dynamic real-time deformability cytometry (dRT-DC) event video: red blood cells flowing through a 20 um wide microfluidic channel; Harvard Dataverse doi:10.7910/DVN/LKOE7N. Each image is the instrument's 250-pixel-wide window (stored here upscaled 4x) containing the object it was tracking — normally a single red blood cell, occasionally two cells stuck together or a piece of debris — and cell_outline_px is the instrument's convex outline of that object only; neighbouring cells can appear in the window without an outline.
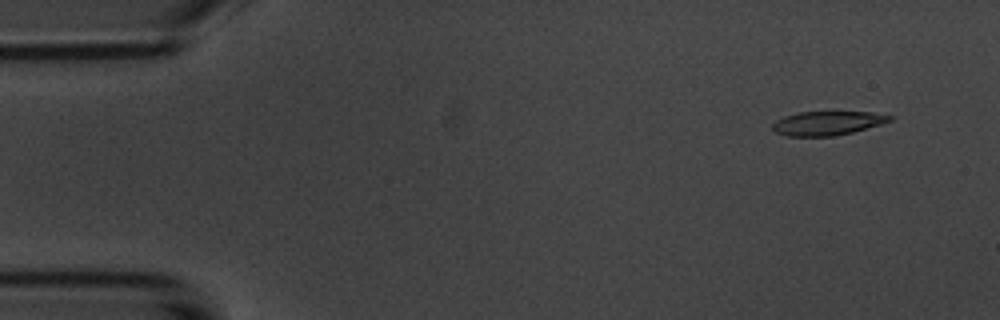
{"species": "common noctule bat (a hibernating species)", "species_latin": "Nyctalus noctula", "temperature_condition": "room temperature", "stored_images_in_passage": 51, "camera_frame_rate_fps": 3000, "um_per_image_px": 0.085, "animal": {"sex": "male", "body_mass_g": 20.1, "forearm_length_mm": 53.5}, "frame": {"image": 1, "passage_image": 1, "time_ms": 0.0, "image_size_px": [1000, 320], "cell_outline_px": [[892, 120], [880, 124], [852, 132], [832, 136], [788, 136], [776, 132], [772, 128], [772, 124], [776, 120], [784, 116], [800, 112], [868, 112], [892, 116]], "centroid_in_image_um": [70.28, 10.47], "position_along_channel_um": 14.7, "area_um2": 16.13}}
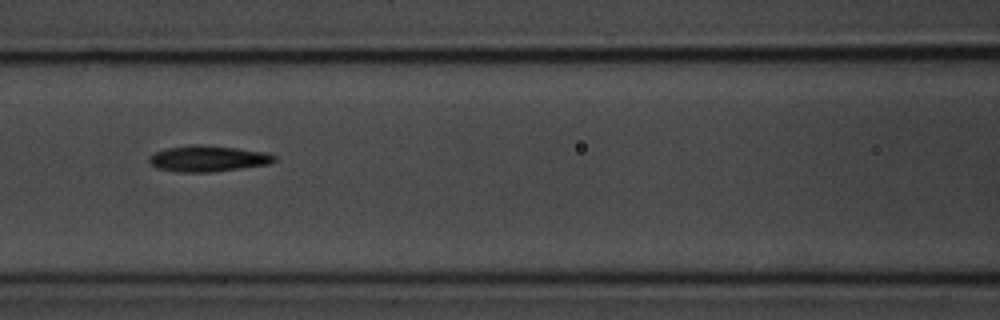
{"frame": {"image": 2, "passage_image": 20, "time_ms": 6.333, "image_size_px": [1000, 320], "cell_outline_px": [[276, 160], [268, 164], [212, 172], [176, 172], [160, 168], [152, 164], [148, 160], [156, 152], [168, 148], [188, 144], [200, 144], [236, 148], [264, 152], [276, 156]], "centroid_in_image_um": [17.69, 13.47], "position_along_channel_um": 148.9, "area_um2": 18.73}}
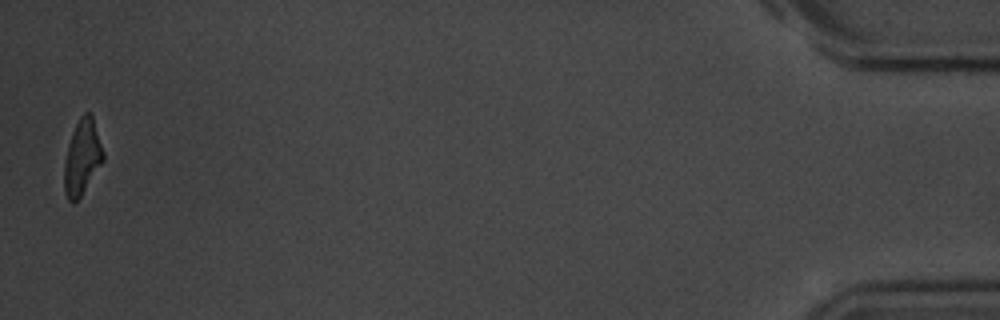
{"frame": {"image": 3, "passage_image": 50, "time_ms": 16.333, "image_size_px": [1000, 320], "cell_outline_px": [[104, 160], [80, 196], [72, 204], [68, 200], [64, 192], [64, 164], [68, 144], [76, 124], [80, 116], [84, 112], [92, 112], [104, 152]], "centroid_in_image_um": [6.99, 13.33], "position_along_channel_um": 428.2, "area_um2": 17.05}, "authors_computed_cell_mechanics": {"area_um2": 18.0336, "velocity_mm_per_s": 3.7249, "shape_relaxation_time_tau1_ms": 3.7284, "shape_relaxation_time_tau2_ms": 4.8933, "deformation_change_tau1": 0.1495, "deformation_change_tau2": 0.1439}}